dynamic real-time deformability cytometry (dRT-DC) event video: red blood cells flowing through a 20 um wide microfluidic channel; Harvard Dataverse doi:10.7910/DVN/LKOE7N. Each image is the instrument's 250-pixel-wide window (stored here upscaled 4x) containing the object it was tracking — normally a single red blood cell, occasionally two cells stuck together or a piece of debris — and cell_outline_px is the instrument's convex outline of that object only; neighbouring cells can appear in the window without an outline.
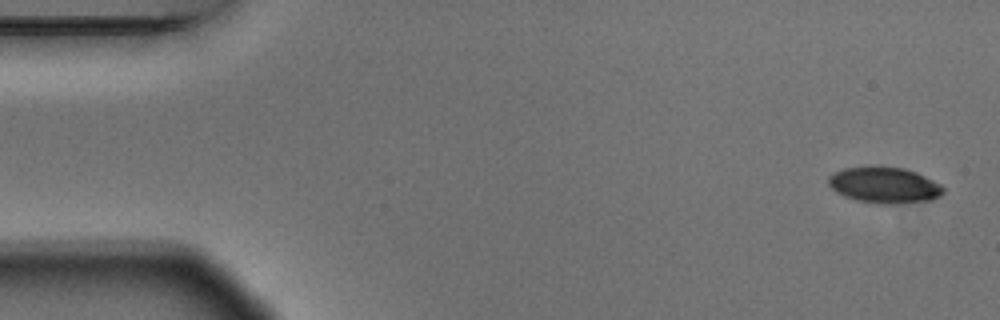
{"species": "Egyptian fruit bat (a non-hibernating species)", "species_latin": "Rousettus aegyptiacus", "temperature_condition": "warm", "stored_images_in_passage": 4, "camera_frame_rate_fps": 3000, "um_per_image_px": 0.085, "animal": {"sex": "male"}, "frame": {"image": 1, "passage_image": 1, "time_ms": 0.0, "image_size_px": [1000, 320], "cell_outline_px": [[944, 192], [940, 196], [932, 200], [892, 204], [880, 204], [856, 200], [844, 196], [836, 192], [828, 184], [828, 176], [832, 172], [844, 168], [904, 168], [916, 172], [940, 184], [944, 188]], "centroid_in_image_um": [75.16, 15.76], "position_along_channel_um": 9.8, "area_um2": 23.81}}
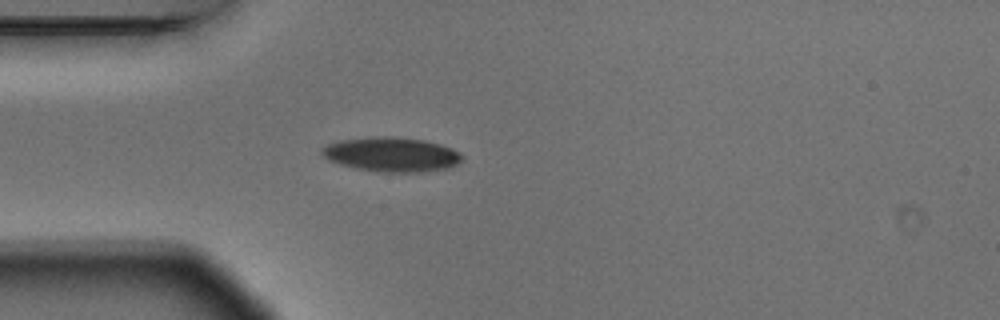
{"frame": {"image": 2, "passage_image": 4, "time_ms": 1.0, "image_size_px": [1000, 320], "cell_outline_px": [[464, 156], [456, 164], [448, 168], [420, 172], [376, 172], [356, 168], [340, 164], [328, 160], [320, 152], [320, 148], [328, 144], [340, 140], [372, 136], [392, 136], [424, 140], [440, 144], [452, 148], [460, 152]], "centroid_in_image_um": [33.26, 13.12], "position_along_channel_um": 51.7, "area_um2": 28.32}}